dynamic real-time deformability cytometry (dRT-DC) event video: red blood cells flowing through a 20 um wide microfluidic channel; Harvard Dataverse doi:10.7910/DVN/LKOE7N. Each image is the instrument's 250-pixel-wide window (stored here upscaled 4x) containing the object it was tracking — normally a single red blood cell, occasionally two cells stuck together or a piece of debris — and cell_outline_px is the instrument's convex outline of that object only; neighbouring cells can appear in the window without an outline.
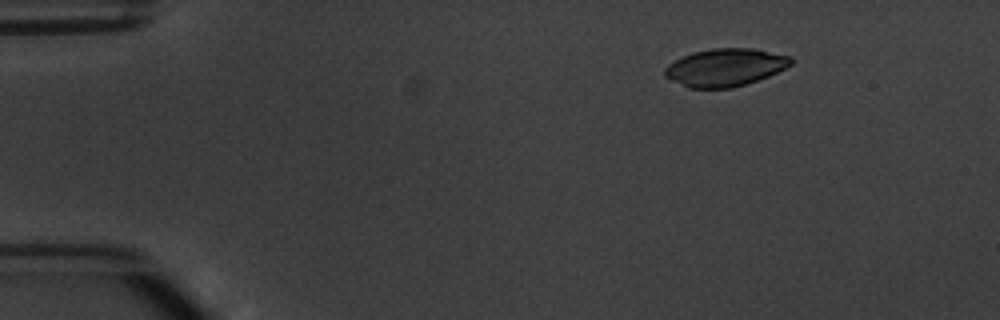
{"species": "common noctule bat (a hibernating species)", "species_latin": "Nyctalus noctula", "temperature_condition": "warm", "stored_images_in_passage": 4, "camera_frame_rate_fps": 3000, "um_per_image_px": 0.085, "animal": {"sex": "male", "body_mass_g": 20.1, "forearm_length_mm": 53.5}, "frame": {"image": 1, "passage_image": 1, "time_ms": 0.0, "image_size_px": [1000, 320], "cell_outline_px": [[792, 64], [768, 76], [732, 88], [688, 88], [664, 76], [664, 68], [668, 64], [692, 52], [712, 48], [752, 48], [792, 56]], "centroid_in_image_um": [61.63, 5.72], "position_along_channel_um": 23.4, "area_um2": 27.57}}